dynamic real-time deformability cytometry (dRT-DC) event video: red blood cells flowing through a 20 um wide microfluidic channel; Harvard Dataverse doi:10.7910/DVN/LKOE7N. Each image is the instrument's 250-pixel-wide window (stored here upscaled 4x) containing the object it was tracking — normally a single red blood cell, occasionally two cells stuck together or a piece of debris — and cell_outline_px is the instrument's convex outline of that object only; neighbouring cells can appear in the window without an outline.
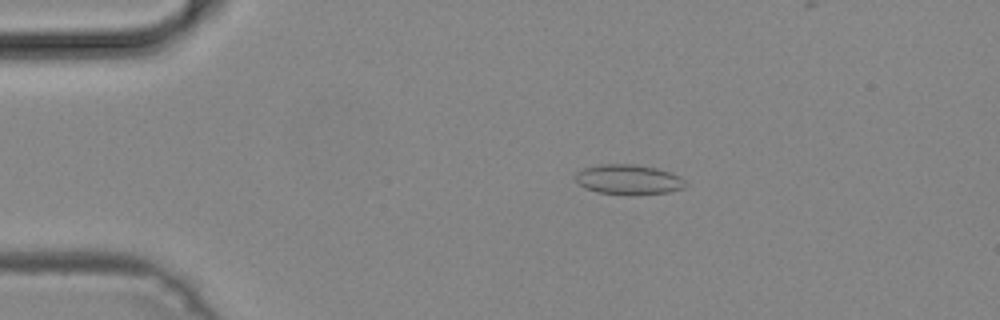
{"species": "common noctule bat (a hibernating species)", "species_latin": "Nyctalus noctula", "temperature_condition": "cold", "stored_images_in_passage": 50, "camera_frame_rate_fps": 3000, "um_per_image_px": 0.085, "animal": {"sex": "male", "body_mass_g": 19.2, "forearm_length_mm": 51.8}, "frame": {"image": 1, "passage_image": 10, "time_ms": 3.0, "image_size_px": [1000, 320], "cell_outline_px": [[688, 184], [684, 188], [668, 192], [636, 196], [628, 196], [596, 192], [584, 188], [576, 180], [576, 172], [584, 168], [600, 164], [636, 164], [656, 168], [672, 172], [680, 176]], "centroid_in_image_um": [53.45, 15.28], "position_along_channel_um": 31.5, "area_um2": 19.71}}
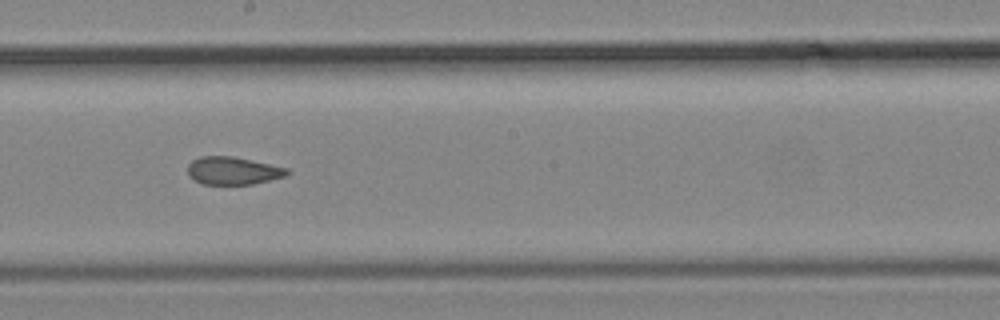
{"frame": {"image": 2, "passage_image": 28, "time_ms": 9.0, "image_size_px": [1000, 320], "cell_outline_px": [[292, 172], [284, 176], [252, 184], [200, 184], [188, 176], [188, 164], [192, 160], [200, 156], [232, 156], [288, 168]], "centroid_in_image_um": [19.77, 14.51], "position_along_channel_um": 228.4, "area_um2": 16.07}}
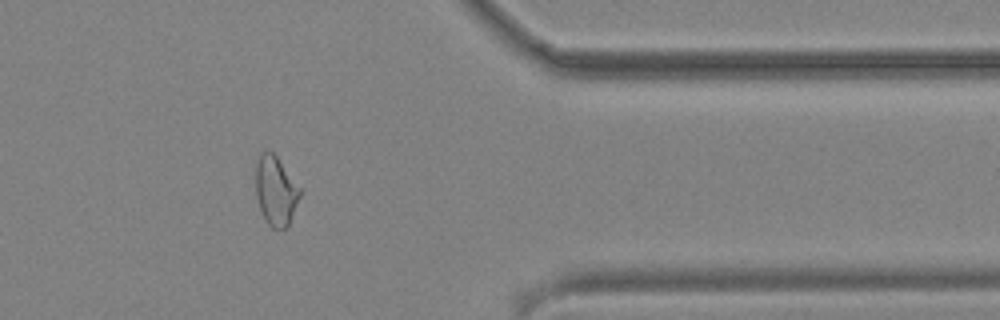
{"frame": {"image": 3, "passage_image": 41, "time_ms": 13.333, "image_size_px": [1000, 320], "cell_outline_px": [[300, 196], [288, 224], [284, 228], [272, 228], [268, 224], [260, 208], [256, 196], [256, 164], [260, 152], [268, 148], [276, 156], [300, 188]], "centroid_in_image_um": [23.41, 16.17], "position_along_channel_um": 388.0, "area_um2": 17.51}}